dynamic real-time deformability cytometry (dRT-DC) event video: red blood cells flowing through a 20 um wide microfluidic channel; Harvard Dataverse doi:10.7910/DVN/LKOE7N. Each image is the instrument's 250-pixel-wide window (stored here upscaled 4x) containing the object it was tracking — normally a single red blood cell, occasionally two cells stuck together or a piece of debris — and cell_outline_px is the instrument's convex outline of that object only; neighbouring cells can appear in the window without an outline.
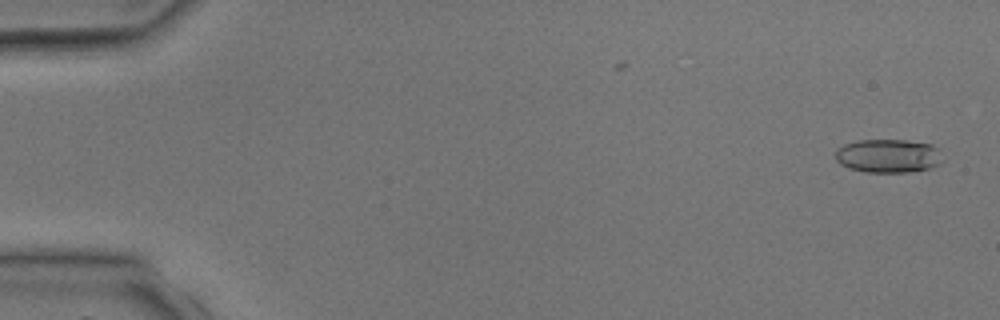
{"species": "common noctule bat (a hibernating species)", "species_latin": "Nyctalus noctula", "temperature_condition": "room temperature", "stored_images_in_passage": 3, "camera_frame_rate_fps": 3000, "um_per_image_px": 0.085, "animal": {"sex": "male", "body_mass_g": 17.9, "forearm_length_mm": 54.2}, "frame": {"image": 1, "passage_image": 1, "time_ms": 0.0, "image_size_px": [1000, 320], "cell_outline_px": [[944, 160], [940, 164], [928, 168], [908, 172], [864, 172], [848, 168], [840, 164], [836, 160], [836, 148], [844, 144], [856, 140], [904, 140], [932, 144], [936, 148]], "centroid_in_image_um": [75.47, 13.25], "position_along_channel_um": 9.5, "area_um2": 21.1}}